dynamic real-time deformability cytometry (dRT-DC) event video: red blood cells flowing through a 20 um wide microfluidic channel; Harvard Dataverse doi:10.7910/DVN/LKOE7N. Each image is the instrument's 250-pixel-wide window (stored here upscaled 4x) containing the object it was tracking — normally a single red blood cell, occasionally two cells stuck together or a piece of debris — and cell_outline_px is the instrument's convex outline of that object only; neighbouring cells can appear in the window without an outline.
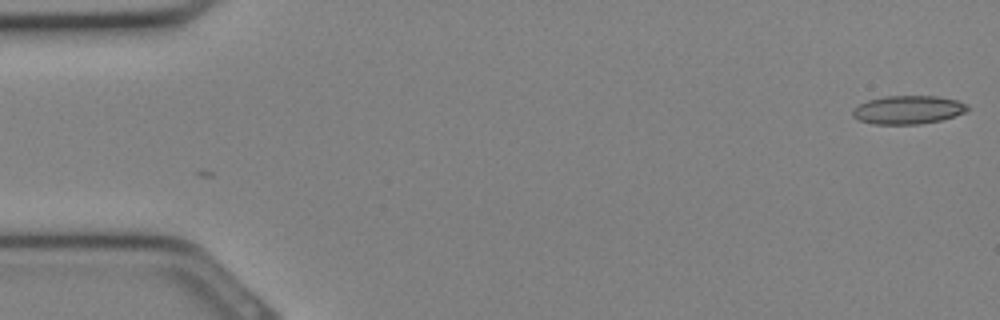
{"species": "Egyptian fruit bat (a non-hibernating species)", "species_latin": "Rousettus aegyptiacus", "temperature_condition": "cold", "stored_images_in_passage": 32, "camera_frame_rate_fps": 3000, "um_per_image_px": 0.085, "animal": {"sex": "female"}, "frame": {"image": 1, "passage_image": 1, "time_ms": 0.0, "image_size_px": [1000, 320], "cell_outline_px": [[968, 108], [964, 112], [940, 120], [920, 124], [872, 124], [860, 120], [852, 116], [852, 108], [868, 100], [888, 96], [936, 96], [956, 100], [968, 104]], "centroid_in_image_um": [77.15, 9.33], "position_along_channel_um": 7.9, "area_um2": 18.84}}
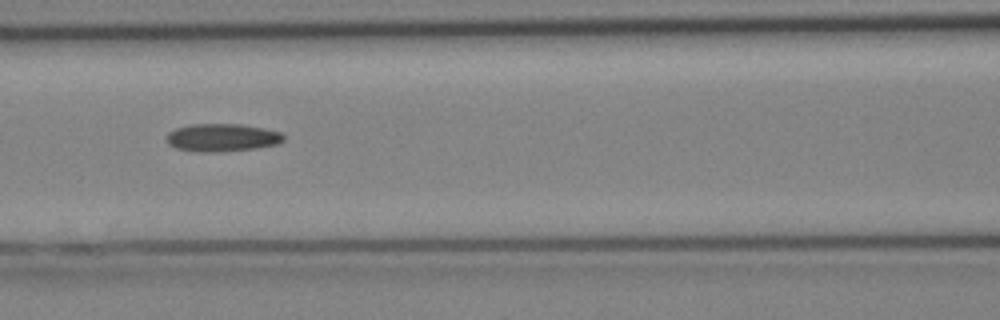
{"frame": {"image": 2, "passage_image": 14, "time_ms": 4.333, "image_size_px": [1000, 320], "cell_outline_px": [[284, 140], [280, 144], [256, 148], [212, 152], [200, 152], [176, 148], [168, 144], [168, 132], [176, 128], [192, 124], [240, 124], [264, 128], [280, 132], [284, 136]], "centroid_in_image_um": [18.91, 11.69], "position_along_channel_um": 147.7, "area_um2": 18.9}}
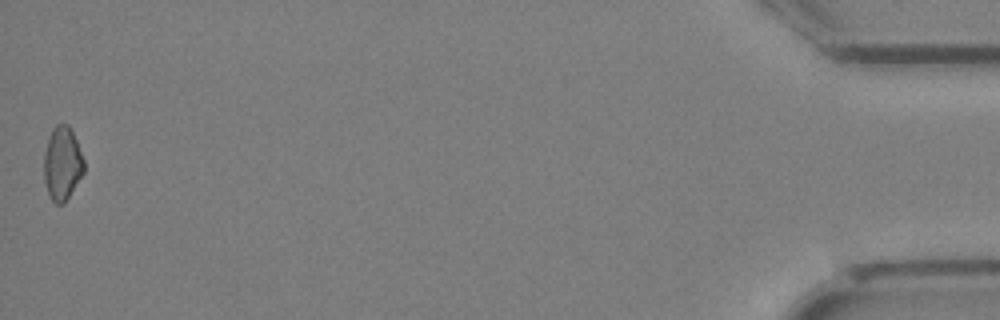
{"frame": {"image": 3, "passage_image": 32, "time_ms": 10.333, "image_size_px": [1000, 320], "cell_outline_px": [[84, 172], [64, 204], [56, 204], [52, 200], [48, 192], [44, 180], [44, 152], [52, 128], [56, 124], [68, 124], [72, 128], [84, 160]], "centroid_in_image_um": [5.3, 13.87], "position_along_channel_um": 429.9, "area_um2": 17.22}}